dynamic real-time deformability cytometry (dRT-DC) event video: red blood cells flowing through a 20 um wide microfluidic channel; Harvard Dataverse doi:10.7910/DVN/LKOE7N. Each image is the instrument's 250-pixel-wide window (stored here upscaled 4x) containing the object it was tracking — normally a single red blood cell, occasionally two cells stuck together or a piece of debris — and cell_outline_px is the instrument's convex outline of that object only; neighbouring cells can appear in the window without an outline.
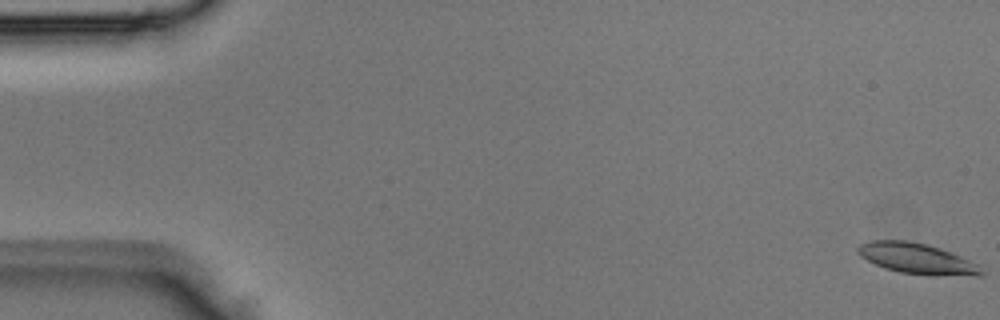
{"species": "Egyptian fruit bat (a non-hibernating species)", "species_latin": "Rousettus aegyptiacus", "temperature_condition": "room temperature", "stored_images_in_passage": 4, "camera_frame_rate_fps": 3000, "um_per_image_px": 0.085, "animal": {"sex": "male"}, "frame": {"image": 1, "passage_image": 1, "time_ms": 0.0, "image_size_px": [1000, 320], "cell_outline_px": [[984, 272], [980, 276], [976, 276], [900, 272], [884, 268], [860, 256], [856, 252], [856, 248], [860, 244], [872, 240], [908, 240], [928, 244], [940, 248], [960, 256], [976, 264]], "centroid_in_image_um": [77.88, 21.94], "position_along_channel_um": 7.1, "area_um2": 21.56}}
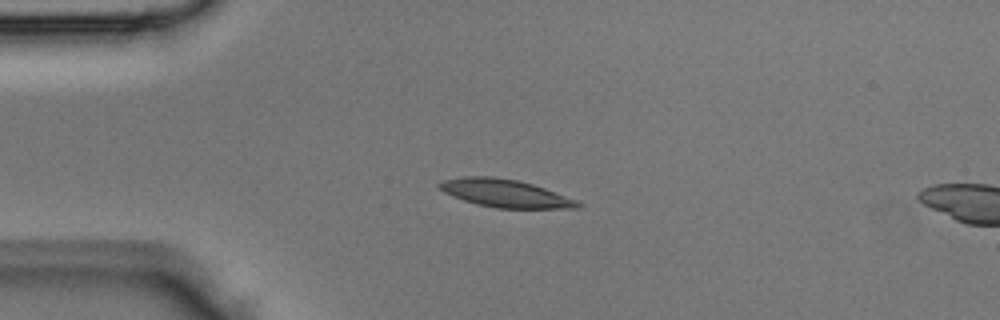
{"frame": {"image": 2, "passage_image": 3, "time_ms": 0.667, "image_size_px": [1000, 320], "cell_outline_px": [[584, 204], [580, 208], [496, 208], [476, 204], [464, 200], [444, 192], [436, 184], [440, 180], [464, 176], [492, 176], [516, 180], [532, 184], [544, 188], [576, 200]], "centroid_in_image_um": [42.91, 16.42], "position_along_channel_um": 42.1, "area_um2": 22.37}}